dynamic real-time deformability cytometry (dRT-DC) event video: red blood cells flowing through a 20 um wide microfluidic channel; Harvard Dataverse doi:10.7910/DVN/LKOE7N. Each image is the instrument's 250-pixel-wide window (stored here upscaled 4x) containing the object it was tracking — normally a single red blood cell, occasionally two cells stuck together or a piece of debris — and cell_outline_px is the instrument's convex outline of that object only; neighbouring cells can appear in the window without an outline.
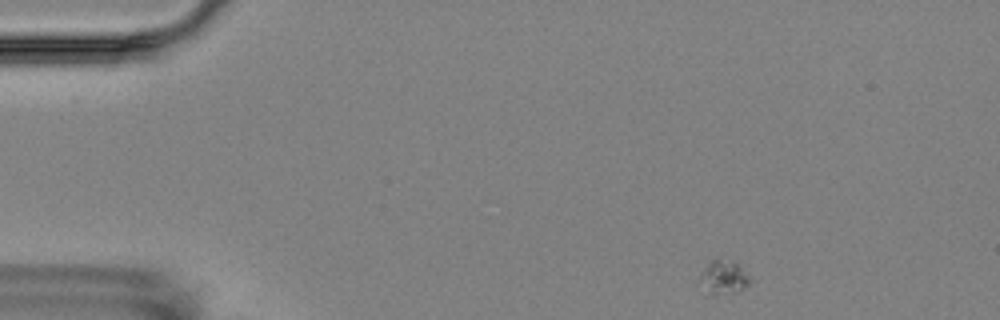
{"species": "Egyptian fruit bat (a non-hibernating species)", "species_latin": "Rousettus aegyptiacus", "temperature_condition": "room temperature", "stored_images_in_passage": 5, "camera_frame_rate_fps": 3000, "um_per_image_px": 0.085, "animal": {"sex": "female"}, "frame": {"image": 1, "passage_image": 1, "time_ms": 0.0, "image_size_px": [1000, 320], "cell_outline_px": [[752, 280], [744, 288], [736, 292], [708, 296], [704, 296], [696, 280], [708, 260], [716, 256], [732, 260]], "centroid_in_image_um": [61.35, 23.58], "position_along_channel_um": 23.6, "area_um2": 10.69}}
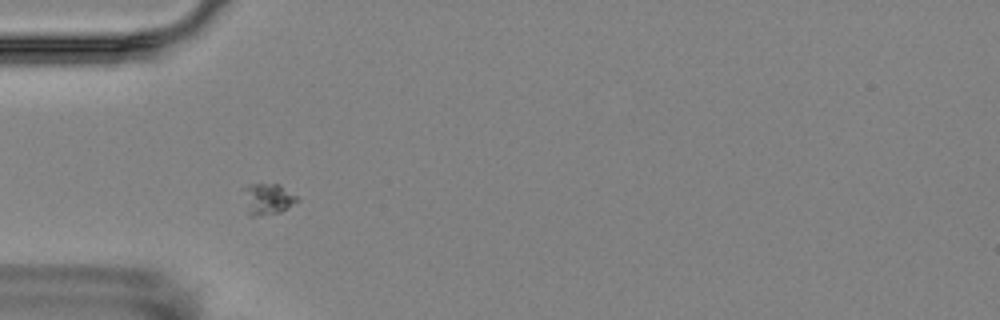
{"frame": {"image": 2, "passage_image": 4, "time_ms": 3.333, "image_size_px": [1000, 320], "cell_outline_px": [[300, 200], [280, 212], [256, 216], [248, 216], [240, 188], [248, 184], [280, 184], [296, 196]], "centroid_in_image_um": [22.67, 16.9], "position_along_channel_um": 62.3, "area_um2": 10.06}}